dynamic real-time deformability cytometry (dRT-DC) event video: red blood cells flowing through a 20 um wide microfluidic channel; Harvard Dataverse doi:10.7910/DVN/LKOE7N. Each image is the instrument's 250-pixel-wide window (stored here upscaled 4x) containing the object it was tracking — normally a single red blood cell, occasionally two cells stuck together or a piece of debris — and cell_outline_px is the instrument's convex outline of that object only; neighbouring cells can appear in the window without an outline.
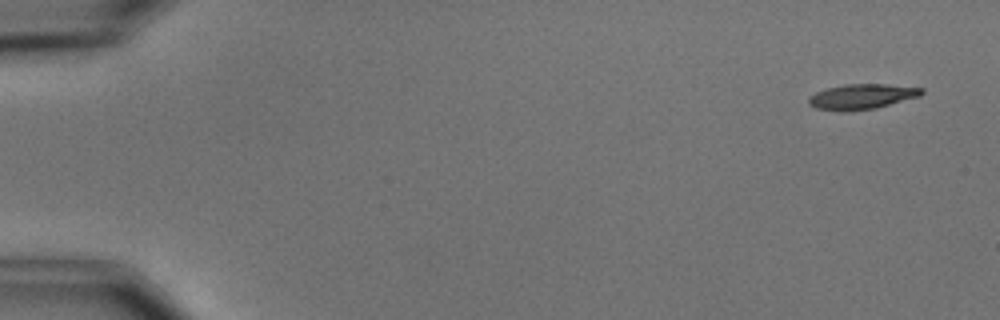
{"species": "common noctule bat (a hibernating species)", "species_latin": "Nyctalus noctula", "temperature_condition": "cold", "stored_images_in_passage": 5, "camera_frame_rate_fps": 3000, "um_per_image_px": 0.085, "animal": {"sex": "male", "body_mass_g": 15.6}, "frame": {"image": 1, "passage_image": 1, "time_ms": 0.0, "image_size_px": [1000, 320], "cell_outline_px": [[924, 92], [920, 96], [876, 108], [848, 112], [840, 112], [816, 108], [808, 104], [808, 96], [816, 92], [828, 88], [844, 84], [884, 84], [924, 88]], "centroid_in_image_um": [73.23, 8.22], "position_along_channel_um": 11.8, "area_um2": 16.76}}
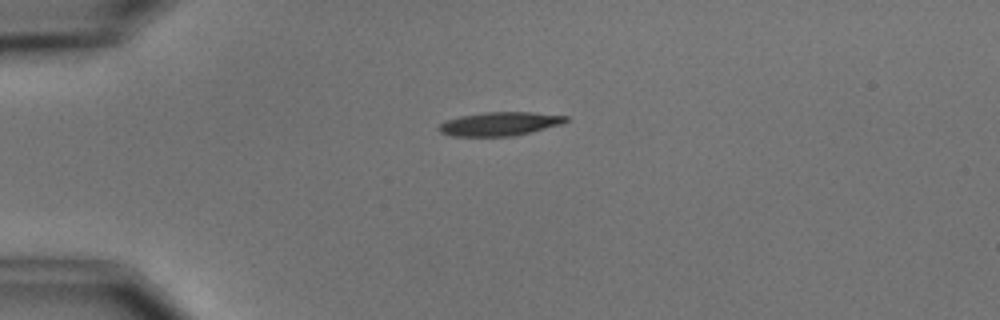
{"frame": {"image": 2, "passage_image": 4, "time_ms": 3.667, "image_size_px": [1000, 320], "cell_outline_px": [[568, 120], [560, 124], [532, 132], [512, 136], [452, 136], [440, 132], [436, 128], [440, 124], [448, 120], [460, 116], [484, 112], [532, 112], [568, 116]], "centroid_in_image_um": [42.46, 10.53], "position_along_channel_um": 42.5, "area_um2": 17.46}}